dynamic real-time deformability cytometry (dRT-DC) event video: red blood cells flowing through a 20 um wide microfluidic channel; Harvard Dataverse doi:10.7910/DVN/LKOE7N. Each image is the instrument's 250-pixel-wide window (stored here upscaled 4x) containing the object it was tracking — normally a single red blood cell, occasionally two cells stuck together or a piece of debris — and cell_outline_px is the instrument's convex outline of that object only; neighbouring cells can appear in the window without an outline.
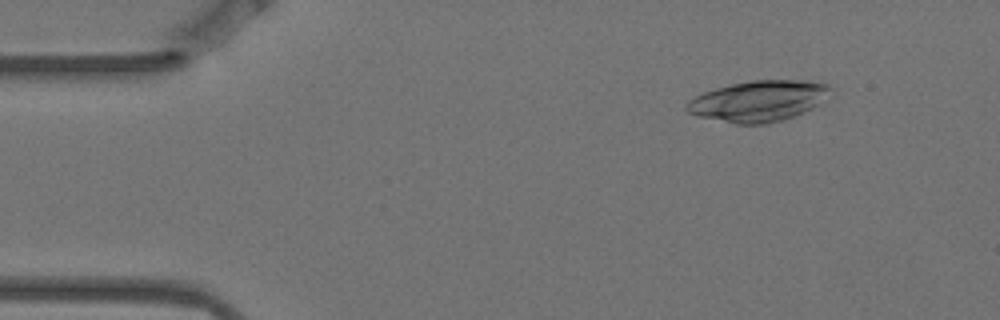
{"species": "Egyptian fruit bat (a non-hibernating species)", "species_latin": "Rousettus aegyptiacus", "temperature_condition": "warm", "stored_images_in_passage": 5, "camera_frame_rate_fps": 3000, "um_per_image_px": 0.085, "animal": {"sex": "female"}, "frame": {"image": 1, "passage_image": 1, "time_ms": 0.0, "image_size_px": [1000, 320], "cell_outline_px": [[832, 88], [820, 104], [804, 112], [768, 124], [736, 124], [696, 116], [688, 112], [684, 108], [684, 104], [688, 100], [704, 92], [716, 88], [732, 84], [752, 80], [804, 80], [828, 84]], "centroid_in_image_um": [64.44, 8.59], "position_along_channel_um": 20.6, "area_um2": 34.22}}